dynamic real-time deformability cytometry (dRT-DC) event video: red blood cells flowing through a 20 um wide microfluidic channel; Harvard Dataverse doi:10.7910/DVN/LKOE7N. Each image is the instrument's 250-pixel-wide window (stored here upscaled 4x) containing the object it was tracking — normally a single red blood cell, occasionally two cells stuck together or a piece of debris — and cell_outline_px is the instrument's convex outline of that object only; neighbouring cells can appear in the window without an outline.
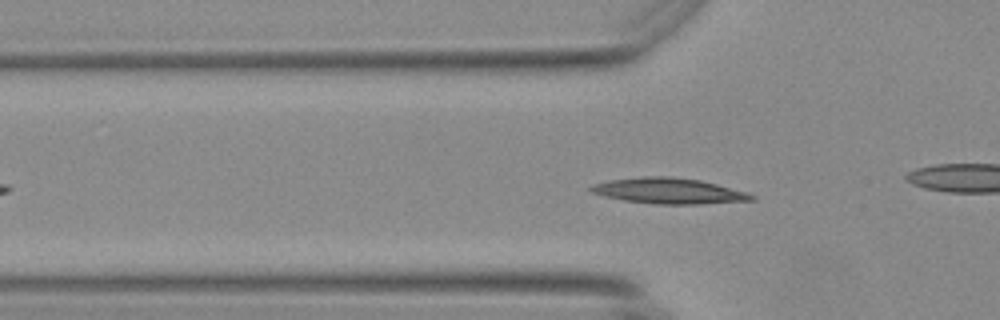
{"species": "Egyptian fruit bat (a non-hibernating species)", "species_latin": "Rousettus aegyptiacus", "temperature_condition": "warm", "stored_images_in_passage": 48, "camera_frame_rate_fps": 3000, "um_per_image_px": 0.085, "animal": {"sex": "female"}, "frame": {"image": 1, "passage_image": 10, "time_ms": 3.0, "image_size_px": [1000, 320], "cell_outline_px": [[756, 200], [696, 204], [656, 204], [624, 200], [604, 196], [592, 192], [588, 188], [592, 184], [612, 180], [644, 176], [672, 176], [700, 180], [716, 184], [744, 192], [756, 196]], "centroid_in_image_um": [56.83, 16.22], "position_along_channel_um": 69.0, "area_um2": 23.81}}
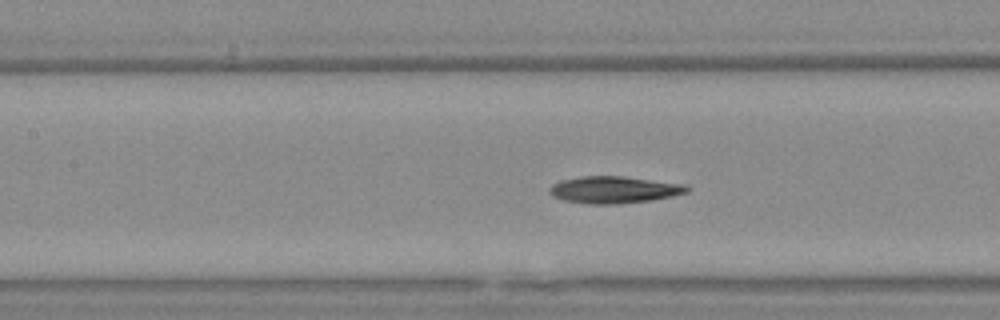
{"frame": {"image": 2, "passage_image": 17, "time_ms": 5.333, "image_size_px": [1000, 320], "cell_outline_px": [[688, 192], [672, 196], [652, 200], [620, 204], [588, 204], [564, 200], [552, 196], [548, 192], [548, 188], [552, 184], [560, 180], [580, 176], [624, 176], [684, 184], [688, 188]], "centroid_in_image_um": [52.15, 16.13], "position_along_channel_um": 155.3, "area_um2": 21.73}}
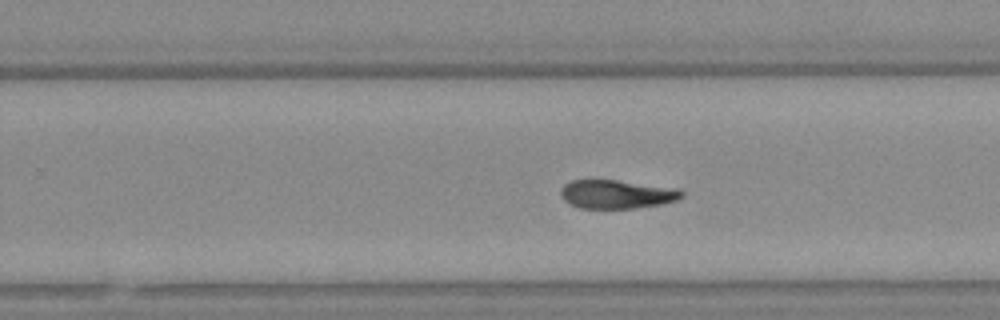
{"frame": {"image": 3, "passage_image": 27, "time_ms": 8.667, "image_size_px": [1000, 320], "cell_outline_px": [[684, 196], [676, 200], [664, 204], [632, 208], [580, 208], [568, 204], [564, 200], [560, 192], [560, 188], [564, 184], [572, 180], [588, 176], [592, 176], [680, 188], [684, 192]], "centroid_in_image_um": [52.39, 16.45], "position_along_channel_um": 277.4, "area_um2": 21.33}, "authors_computed_cell_mechanics": {"area_um2": 20.9236, "velocity_mm_per_s": 3.6819, "shape_relaxation_time_tau1_ms": 5.8214, "shape_relaxation_time_tau2_ms": 4.004, "deformation_change_tau1": 0.208, "deformation_change_tau2": 0.1056}}